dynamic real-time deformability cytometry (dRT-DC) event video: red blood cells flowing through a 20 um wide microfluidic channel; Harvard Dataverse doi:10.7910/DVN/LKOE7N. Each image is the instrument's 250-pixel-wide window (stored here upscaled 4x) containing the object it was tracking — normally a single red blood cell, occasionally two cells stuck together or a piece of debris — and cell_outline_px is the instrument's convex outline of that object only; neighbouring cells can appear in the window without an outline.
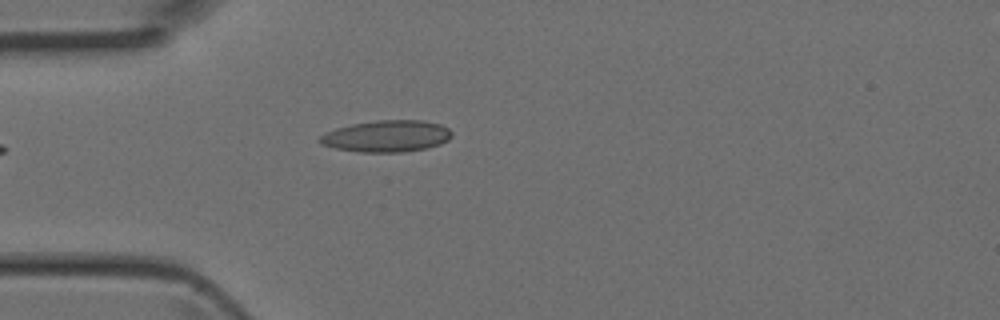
{"species": "Egyptian fruit bat (a non-hibernating species)", "species_latin": "Rousettus aegyptiacus", "temperature_condition": "room temperature", "stored_images_in_passage": 4, "camera_frame_rate_fps": 3000, "um_per_image_px": 0.085, "animal": {"sex": "female"}, "frame": {"image": 1, "passage_image": 4, "time_ms": 1.0, "image_size_px": [1000, 320], "cell_outline_px": [[452, 136], [448, 140], [440, 144], [428, 148], [400, 152], [360, 152], [336, 148], [320, 144], [316, 140], [324, 132], [336, 128], [352, 124], [376, 120], [420, 120], [440, 124], [448, 128], [452, 132]], "centroid_in_image_um": [32.85, 11.57], "position_along_channel_um": 52.2, "area_um2": 24.45}}